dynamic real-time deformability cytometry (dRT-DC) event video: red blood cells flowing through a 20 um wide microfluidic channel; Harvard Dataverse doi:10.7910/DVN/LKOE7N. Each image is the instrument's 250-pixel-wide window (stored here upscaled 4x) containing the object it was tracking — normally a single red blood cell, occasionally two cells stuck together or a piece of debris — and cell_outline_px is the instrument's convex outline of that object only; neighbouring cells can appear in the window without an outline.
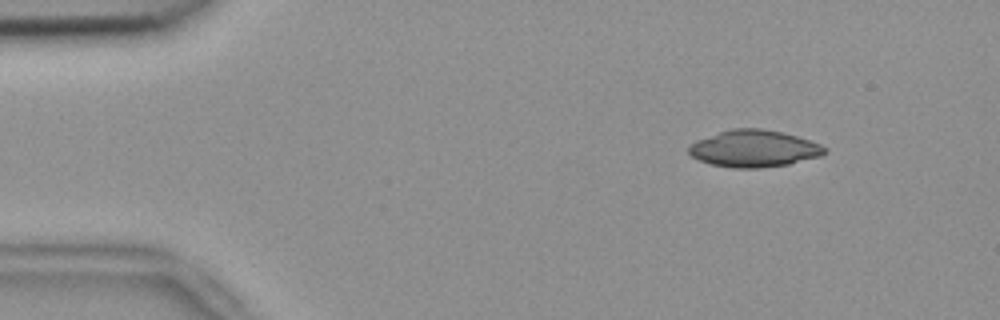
{"species": "common noctule bat (a hibernating species)", "species_latin": "Nyctalus noctula", "temperature_condition": "room temperature", "stored_images_in_passage": 53, "camera_frame_rate_fps": 3000, "um_per_image_px": 0.085, "animal": {"sex": "female", "body_mass_g": 18.4}, "frame": {"image": 1, "passage_image": 6, "time_ms": 1.667, "image_size_px": [1000, 320], "cell_outline_px": [[828, 152], [820, 156], [788, 164], [756, 168], [732, 168], [712, 164], [700, 160], [692, 156], [688, 152], [688, 144], [696, 140], [732, 128], [760, 128], [784, 132], [820, 144], [828, 148]], "centroid_in_image_um": [64.09, 12.62], "position_along_channel_um": 20.9, "area_um2": 29.19}}
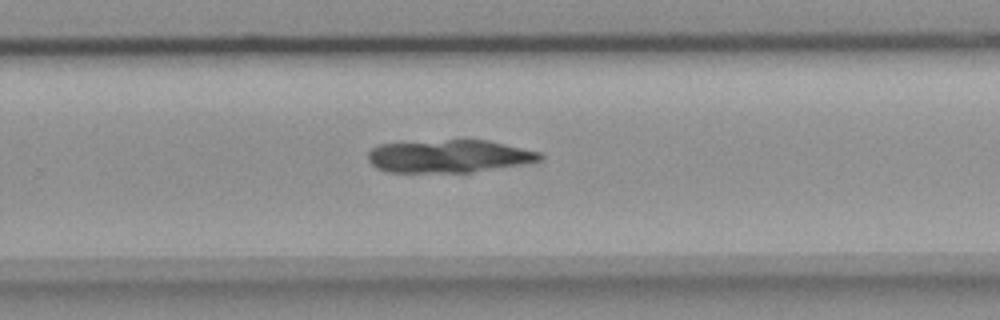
{"frame": {"image": 2, "passage_image": 34, "time_ms": 11.0, "image_size_px": [1000, 320], "cell_outline_px": [[544, 160], [472, 172], [388, 172], [376, 168], [368, 160], [368, 152], [372, 148], [380, 144], [448, 140], [488, 140], [540, 152], [544, 156]], "centroid_in_image_um": [38.17, 13.28], "position_along_channel_um": 291.6, "area_um2": 32.66}}
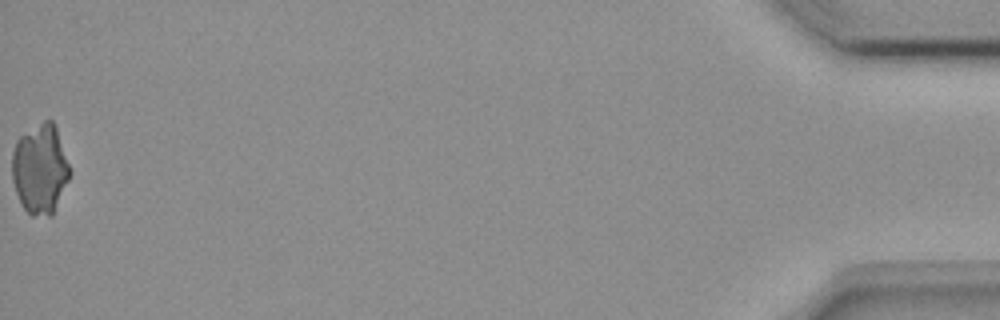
{"frame": {"image": 3, "passage_image": 53, "time_ms": 17.333, "image_size_px": [1000, 320], "cell_outline_px": [[72, 172], [52, 216], [32, 216], [24, 208], [16, 192], [12, 180], [12, 152], [16, 140], [20, 136], [44, 120], [52, 120], [56, 128]], "centroid_in_image_um": [3.41, 14.38], "position_along_channel_um": 431.8, "area_um2": 30.17}}